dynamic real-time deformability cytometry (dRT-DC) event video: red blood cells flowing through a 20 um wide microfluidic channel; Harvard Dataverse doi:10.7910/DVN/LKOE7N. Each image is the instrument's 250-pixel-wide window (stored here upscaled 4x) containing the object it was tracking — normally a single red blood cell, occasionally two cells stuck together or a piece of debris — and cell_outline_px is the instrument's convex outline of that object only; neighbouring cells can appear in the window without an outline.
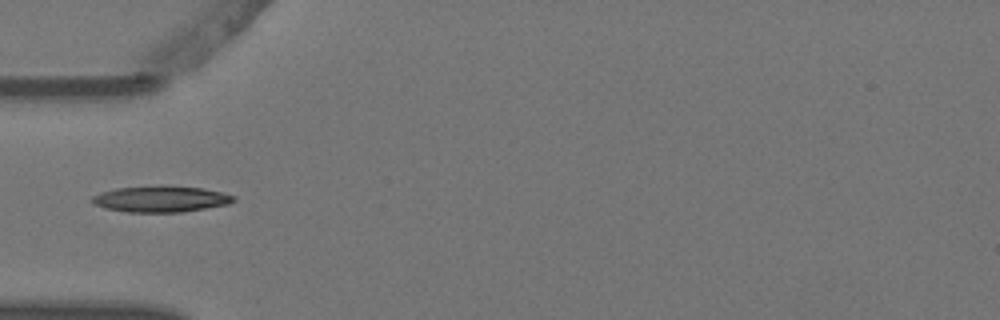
{"species": "Egyptian fruit bat (a non-hibernating species)", "species_latin": "Rousettus aegyptiacus", "temperature_condition": "warm", "stored_images_in_passage": 6, "camera_frame_rate_fps": 3000, "um_per_image_px": 0.085, "animal": {"sex": "female"}, "frame": {"image": 1, "passage_image": 6, "time_ms": 1.667, "image_size_px": [1000, 320], "cell_outline_px": [[236, 200], [228, 204], [180, 212], [128, 212], [104, 208], [92, 204], [92, 196], [100, 192], [116, 188], [204, 188], [224, 192], [236, 196]], "centroid_in_image_um": [13.67, 16.95], "position_along_channel_um": 71.3, "area_um2": 20.75}}